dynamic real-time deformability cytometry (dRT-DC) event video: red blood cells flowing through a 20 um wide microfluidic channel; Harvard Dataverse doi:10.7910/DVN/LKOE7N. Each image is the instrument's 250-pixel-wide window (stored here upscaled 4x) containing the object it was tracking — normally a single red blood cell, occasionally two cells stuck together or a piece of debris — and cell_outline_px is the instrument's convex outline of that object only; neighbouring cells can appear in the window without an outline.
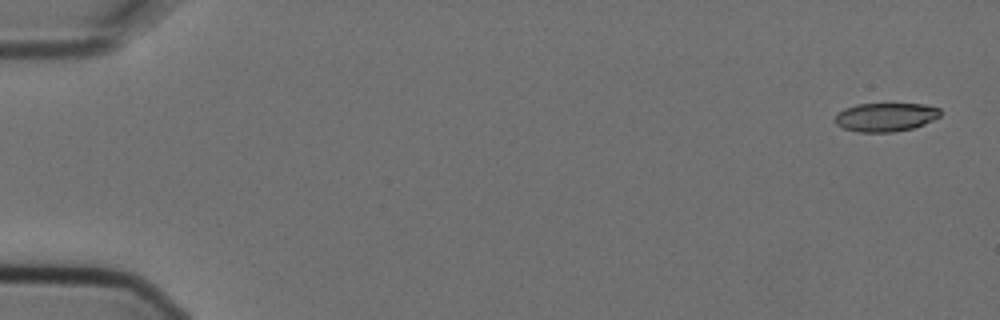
{"species": "Egyptian fruit bat (a non-hibernating species)", "species_latin": "Rousettus aegyptiacus", "temperature_condition": "cold", "stored_images_in_passage": 6, "camera_frame_rate_fps": 3000, "um_per_image_px": 0.085, "animal": {"sex": "female"}, "frame": {"image": 1, "passage_image": 1, "time_ms": 0.0, "image_size_px": [1000, 320], "cell_outline_px": [[940, 116], [924, 124], [912, 128], [892, 132], [860, 132], [844, 128], [836, 124], [832, 120], [836, 112], [844, 108], [856, 104], [924, 104], [940, 108]], "centroid_in_image_um": [75.22, 9.94], "position_along_channel_um": 9.8, "area_um2": 17.69}}
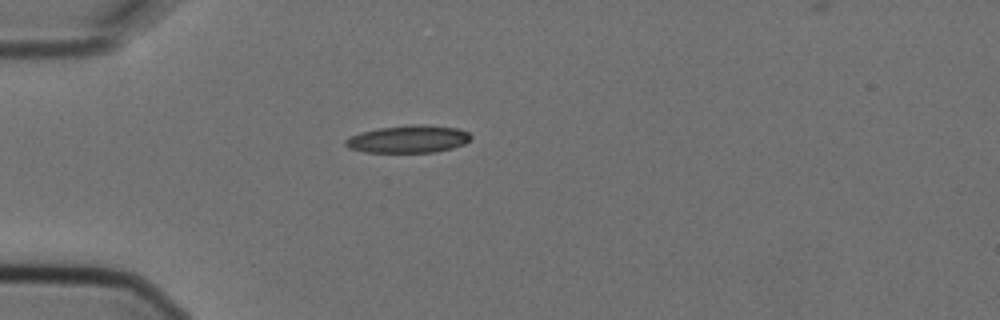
{"frame": {"image": 2, "passage_image": 5, "time_ms": 1.333, "image_size_px": [1000, 320], "cell_outline_px": [[472, 136], [464, 144], [452, 148], [436, 152], [364, 152], [348, 148], [344, 144], [344, 140], [360, 132], [380, 128], [420, 124], [456, 128], [468, 132]], "centroid_in_image_um": [34.69, 11.83], "position_along_channel_um": 50.3, "area_um2": 19.88}}